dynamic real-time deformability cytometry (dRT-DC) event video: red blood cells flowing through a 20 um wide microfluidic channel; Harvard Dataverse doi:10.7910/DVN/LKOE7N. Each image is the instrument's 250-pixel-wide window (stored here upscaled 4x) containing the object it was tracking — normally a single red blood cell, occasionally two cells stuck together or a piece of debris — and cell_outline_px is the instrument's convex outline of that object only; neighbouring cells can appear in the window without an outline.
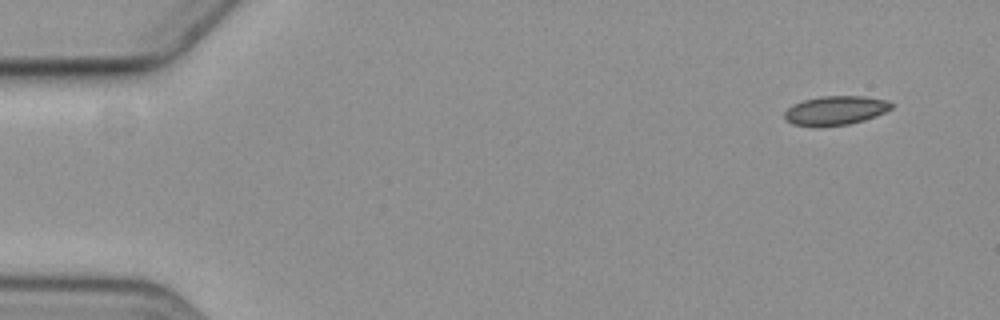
{"species": "common noctule bat (a hibernating species)", "species_latin": "Nyctalus noctula", "temperature_condition": "cold", "stored_images_in_passage": 3, "camera_frame_rate_fps": 3000, "um_per_image_px": 0.085, "animal": {"sex": "female", "body_mass_g": 19.3, "forearm_length_mm": 54.1}, "frame": {"image": 1, "passage_image": 3, "time_ms": 3.0, "image_size_px": [1000, 320], "cell_outline_px": [[892, 108], [876, 116], [864, 120], [848, 124], [792, 124], [784, 116], [784, 112], [792, 104], [804, 100], [820, 96], [864, 96], [888, 100], [892, 104]], "centroid_in_image_um": [71.06, 9.34], "position_along_channel_um": 13.9, "area_um2": 17.51}}